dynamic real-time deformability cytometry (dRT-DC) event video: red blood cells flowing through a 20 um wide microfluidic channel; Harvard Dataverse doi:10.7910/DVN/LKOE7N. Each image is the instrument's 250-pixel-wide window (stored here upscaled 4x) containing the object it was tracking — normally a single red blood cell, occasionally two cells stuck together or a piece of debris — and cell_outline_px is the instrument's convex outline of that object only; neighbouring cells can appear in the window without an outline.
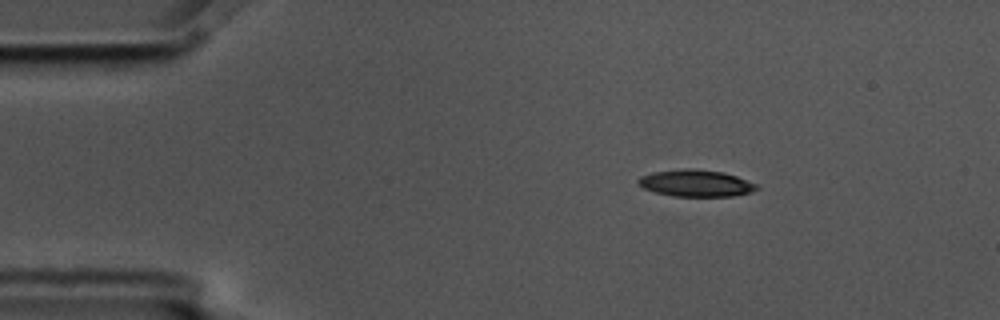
{"species": "common noctule bat (a hibernating species)", "species_latin": "Nyctalus noctula", "temperature_condition": "cold", "stored_images_in_passage": 3, "camera_frame_rate_fps": 3000, "um_per_image_px": 0.085, "animal": {"sex": "male", "body_mass_g": 17.5, "forearm_length_mm": 52.3}, "frame": {"image": 1, "passage_image": 1, "time_ms": 0.0, "image_size_px": [1000, 320], "cell_outline_px": [[760, 188], [752, 192], [732, 196], [672, 196], [656, 192], [644, 188], [636, 180], [640, 176], [652, 172], [684, 168], [692, 168], [724, 172], [760, 184]], "centroid_in_image_um": [59.2, 15.56], "position_along_channel_um": 25.8, "area_um2": 18.67}}